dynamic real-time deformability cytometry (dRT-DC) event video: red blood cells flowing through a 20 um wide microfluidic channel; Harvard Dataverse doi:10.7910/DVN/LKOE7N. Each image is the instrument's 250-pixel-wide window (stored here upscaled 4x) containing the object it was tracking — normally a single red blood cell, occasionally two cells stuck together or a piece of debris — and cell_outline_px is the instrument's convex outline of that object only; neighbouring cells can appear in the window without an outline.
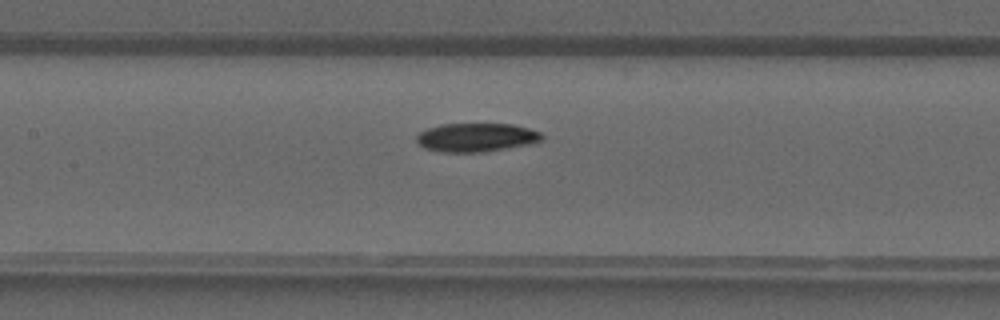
{"species": "common noctule bat (a hibernating species)", "species_latin": "Nyctalus noctula", "temperature_condition": "warm", "stored_images_in_passage": 32, "camera_frame_rate_fps": 3000, "um_per_image_px": 0.085, "animal": {"sex": "male", "forearm_length_mm": 52.5}, "frame": {"image": 1, "passage_image": 16, "time_ms": 5.0, "image_size_px": [1000, 320], "cell_outline_px": [[544, 140], [528, 144], [484, 152], [440, 152], [424, 148], [416, 140], [416, 136], [420, 132], [428, 128], [440, 124], [512, 124], [528, 128], [540, 132], [544, 136]], "centroid_in_image_um": [40.48, 11.68], "position_along_channel_um": 166.9, "area_um2": 20.92}}
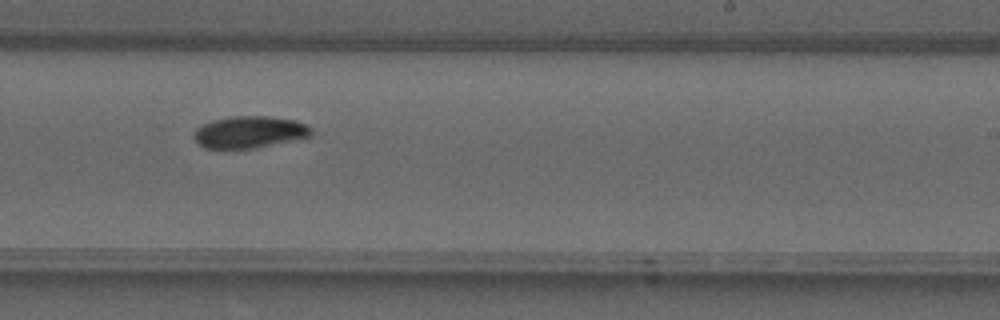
{"frame": {"image": 2, "passage_image": 22, "time_ms": 7.0, "image_size_px": [1000, 320], "cell_outline_px": [[312, 136], [256, 148], [204, 148], [192, 136], [192, 132], [196, 128], [212, 120], [232, 116], [268, 116], [292, 120], [304, 124], [312, 128]], "centroid_in_image_um": [21.18, 11.23], "position_along_channel_um": 267.8, "area_um2": 21.73}}
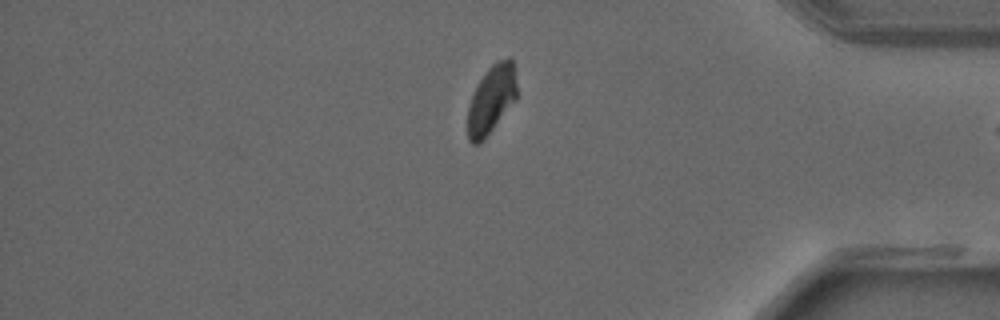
{"frame": {"image": 3, "passage_image": 31, "time_ms": 10.0, "image_size_px": [1000, 320], "cell_outline_px": [[516, 100], [484, 140], [480, 144], [472, 144], [468, 140], [468, 108], [472, 96], [480, 80], [488, 68], [496, 60], [508, 56], [512, 56], [516, 84]], "centroid_in_image_um": [41.78, 8.45], "position_along_channel_um": 393.4, "area_um2": 19.59}}